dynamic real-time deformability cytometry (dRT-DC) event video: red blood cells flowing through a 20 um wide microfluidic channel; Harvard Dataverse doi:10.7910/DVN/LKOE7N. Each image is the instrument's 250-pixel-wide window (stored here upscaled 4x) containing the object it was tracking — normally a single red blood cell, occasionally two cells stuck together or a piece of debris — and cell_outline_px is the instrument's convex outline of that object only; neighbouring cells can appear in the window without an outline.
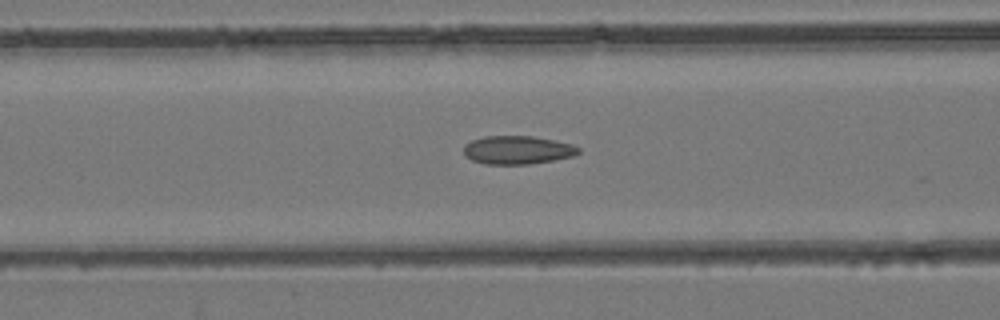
{"species": "common noctule bat (a hibernating species)", "species_latin": "Nyctalus noctula", "temperature_condition": "room temperature", "stored_images_in_passage": 17, "camera_frame_rate_fps": 3000, "um_per_image_px": 0.085, "animal": {"sex": "female", "body_mass_g": 24.6, "forearm_length_mm": 56.2}, "frame": {"image": 1, "passage_image": 8, "time_ms": 2.333, "image_size_px": [1000, 320], "cell_outline_px": [[580, 152], [572, 156], [552, 160], [528, 164], [484, 164], [472, 160], [464, 156], [464, 144], [472, 140], [484, 136], [532, 136], [572, 144], [580, 148]], "centroid_in_image_um": [43.94, 12.75], "position_along_channel_um": 122.7, "area_um2": 18.9}}
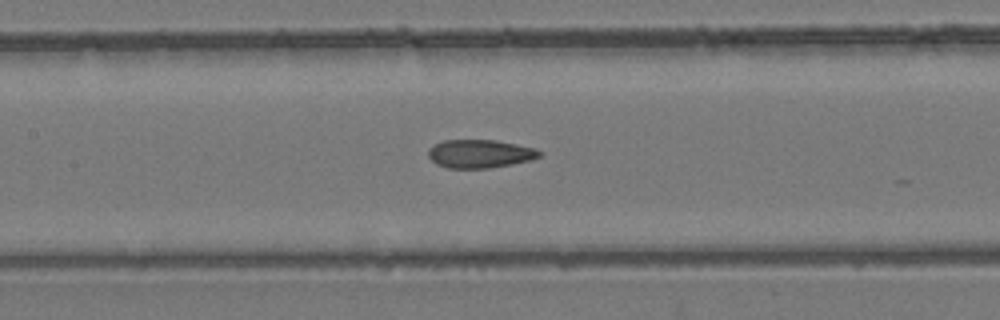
{"frame": {"image": 2, "passage_image": 11, "time_ms": 3.333, "image_size_px": [1000, 320], "cell_outline_px": [[540, 156], [532, 160], [512, 164], [488, 168], [448, 168], [436, 164], [428, 156], [428, 148], [444, 140], [496, 140], [536, 148], [540, 152]], "centroid_in_image_um": [40.79, 13.07], "position_along_channel_um": 166.6, "area_um2": 18.32}}
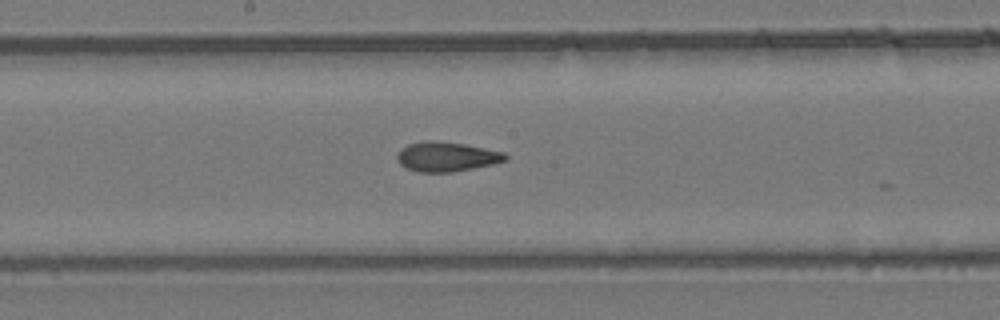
{"frame": {"image": 3, "passage_image": 14, "time_ms": 4.333, "image_size_px": [1000, 320], "cell_outline_px": [[508, 160], [492, 164], [452, 172], [420, 172], [408, 168], [400, 164], [396, 160], [396, 152], [400, 148], [408, 144], [424, 140], [432, 140], [464, 144], [504, 152], [508, 156]], "centroid_in_image_um": [37.92, 13.31], "position_along_channel_um": 210.3, "area_um2": 18.73}}